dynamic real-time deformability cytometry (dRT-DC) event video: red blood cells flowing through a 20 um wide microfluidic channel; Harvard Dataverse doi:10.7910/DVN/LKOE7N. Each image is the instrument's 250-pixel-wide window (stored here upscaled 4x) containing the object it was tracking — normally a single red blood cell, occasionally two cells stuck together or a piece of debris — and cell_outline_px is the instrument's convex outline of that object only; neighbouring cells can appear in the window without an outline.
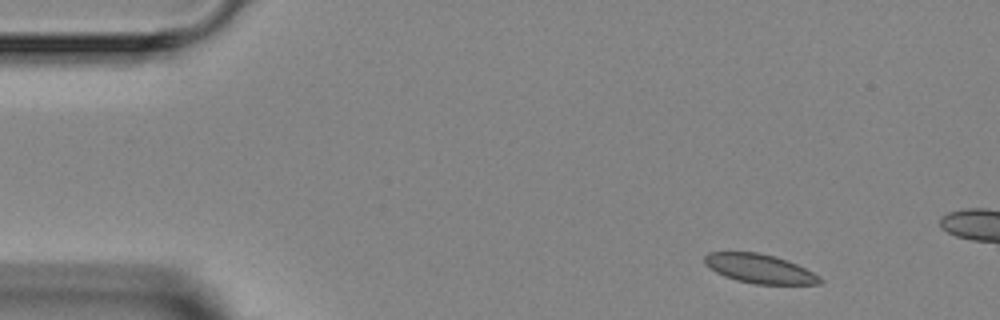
{"species": "Egyptian fruit bat (a non-hibernating species)", "species_latin": "Rousettus aegyptiacus", "temperature_condition": "room temperature", "stored_images_in_passage": 3, "camera_frame_rate_fps": 3000, "um_per_image_px": 0.085, "animal": {"sex": "female"}, "frame": {"image": 1, "passage_image": 1, "time_ms": 0.0, "image_size_px": [1000, 320], "cell_outline_px": [[824, 280], [820, 284], [756, 284], [736, 280], [724, 276], [716, 272], [704, 264], [704, 256], [708, 252], [756, 252], [776, 256], [788, 260], [820, 276]], "centroid_in_image_um": [64.56, 22.83], "position_along_channel_um": 20.4, "area_um2": 19.59}}